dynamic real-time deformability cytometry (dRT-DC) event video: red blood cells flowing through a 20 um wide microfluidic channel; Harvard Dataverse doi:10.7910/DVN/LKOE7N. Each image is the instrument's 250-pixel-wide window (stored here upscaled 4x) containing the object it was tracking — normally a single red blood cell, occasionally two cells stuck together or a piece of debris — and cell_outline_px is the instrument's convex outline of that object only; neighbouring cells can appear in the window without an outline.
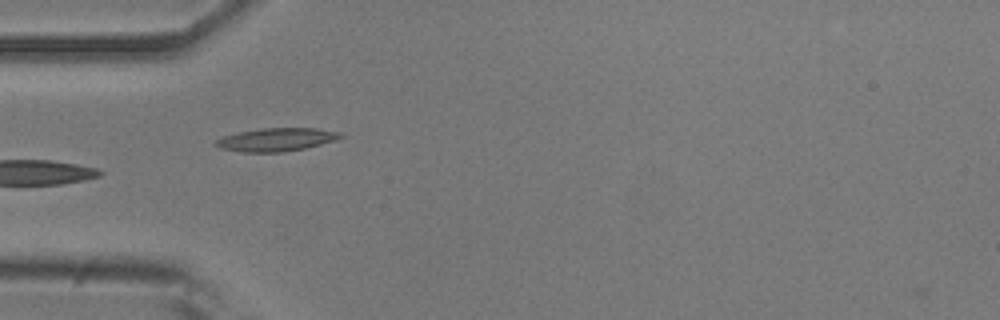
{"species": "common noctule bat (a hibernating species)", "species_latin": "Nyctalus noctula", "temperature_condition": "room temperature", "stored_images_in_passage": 35, "camera_frame_rate_fps": 3000, "um_per_image_px": 0.085, "animal": {"sex": "male", "body_mass_g": 20.5, "forearm_length_mm": 52.5}, "frame": {"image": 1, "passage_image": 2, "time_ms": 0.333, "image_size_px": [1000, 320], "cell_outline_px": [[344, 136], [336, 140], [304, 148], [284, 152], [244, 152], [220, 148], [212, 144], [216, 140], [224, 136], [236, 132], [264, 128], [316, 128], [344, 132]], "centroid_in_image_um": [23.51, 11.86], "position_along_channel_um": 61.5, "area_um2": 16.94}}
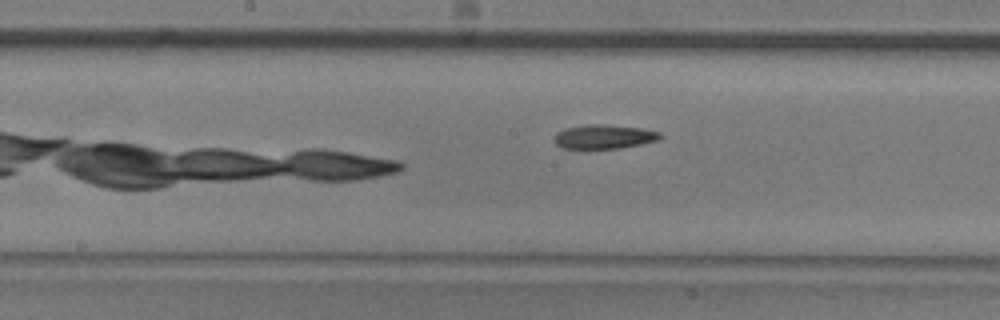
{"frame": {"image": 2, "passage_image": 13, "time_ms": 4.0, "image_size_px": [1000, 320], "cell_outline_px": [[664, 136], [660, 140], [620, 148], [560, 148], [552, 140], [556, 132], [564, 128], [588, 124], [608, 124], [644, 128], [660, 132]], "centroid_in_image_um": [51.35, 11.6], "position_along_channel_um": 196.9, "area_um2": 15.2}}
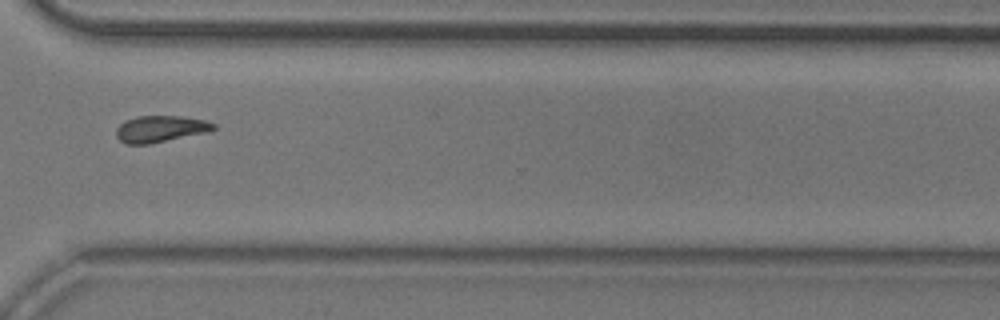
{"frame": {"image": 3, "passage_image": 26, "time_ms": 8.333, "image_size_px": [1000, 320], "cell_outline_px": [[216, 128], [212, 132], [148, 144], [124, 144], [116, 136], [116, 128], [124, 120], [136, 116], [180, 116], [204, 120], [216, 124]], "centroid_in_image_um": [13.65, 10.96], "position_along_channel_um": 356.9, "area_um2": 15.32}, "authors_computed_cell_mechanics": {"area_um2": 15.2014, "velocity_mm_per_s": 3.697, "shape_relaxation_time_tau1_ms": null, "shape_relaxation_time_tau2_ms": 7.6406, "deformation_change_tau1": null, "deformation_change_tau2": 0.1587}}